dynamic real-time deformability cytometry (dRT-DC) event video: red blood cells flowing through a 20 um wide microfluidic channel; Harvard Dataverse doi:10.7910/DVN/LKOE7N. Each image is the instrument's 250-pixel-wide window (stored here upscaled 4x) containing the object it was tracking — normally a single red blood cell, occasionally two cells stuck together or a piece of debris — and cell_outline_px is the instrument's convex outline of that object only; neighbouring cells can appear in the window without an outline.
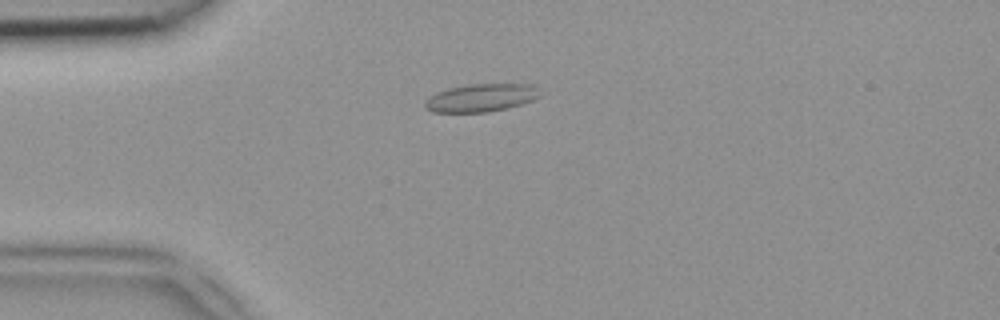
{"species": "common noctule bat (a hibernating species)", "species_latin": "Nyctalus noctula", "temperature_condition": "room temperature", "stored_images_in_passage": 43, "camera_frame_rate_fps": 3000, "um_per_image_px": 0.085, "animal": {"sex": "female", "body_mass_g": 18.4}, "frame": {"image": 1, "passage_image": 6, "time_ms": 1.667, "image_size_px": [1000, 320], "cell_outline_px": [[540, 96], [532, 100], [520, 104], [488, 112], [432, 112], [424, 108], [424, 100], [428, 96], [436, 92], [448, 88], [468, 84], [532, 84], [536, 88]], "centroid_in_image_um": [40.8, 8.31], "position_along_channel_um": 44.2, "area_um2": 18.67}}
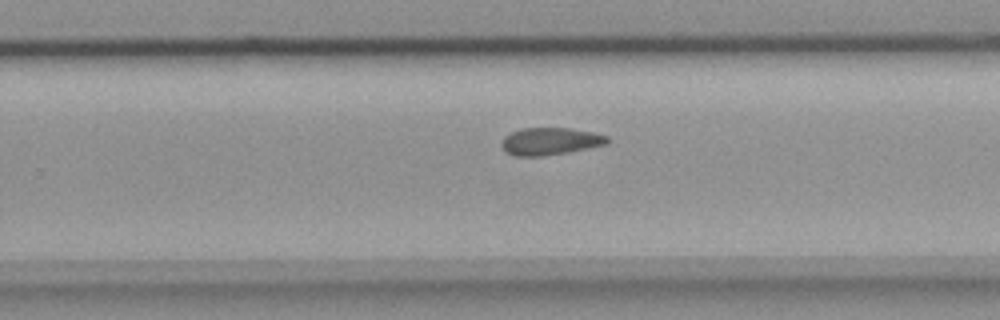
{"frame": {"image": 2, "passage_image": 25, "time_ms": 8.0, "image_size_px": [1000, 320], "cell_outline_px": [[608, 144], [568, 152], [544, 156], [516, 156], [504, 152], [500, 144], [504, 136], [512, 132], [524, 128], [568, 128], [592, 132], [608, 136]], "centroid_in_image_um": [46.74, 12.02], "position_along_channel_um": 283.1, "area_um2": 16.88}}
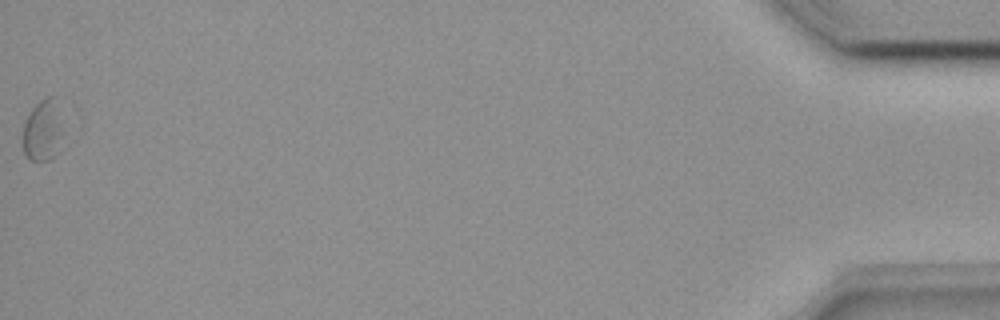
{"frame": {"image": 3, "passage_image": 43, "time_ms": 14.0, "image_size_px": [1000, 320], "cell_outline_px": [[64, 132], [60, 152], [48, 160], [32, 160], [24, 152], [24, 124], [32, 108], [40, 100], [48, 96], [52, 96]], "centroid_in_image_um": [3.67, 11.14], "position_along_channel_um": 431.5, "area_um2": 14.1}}